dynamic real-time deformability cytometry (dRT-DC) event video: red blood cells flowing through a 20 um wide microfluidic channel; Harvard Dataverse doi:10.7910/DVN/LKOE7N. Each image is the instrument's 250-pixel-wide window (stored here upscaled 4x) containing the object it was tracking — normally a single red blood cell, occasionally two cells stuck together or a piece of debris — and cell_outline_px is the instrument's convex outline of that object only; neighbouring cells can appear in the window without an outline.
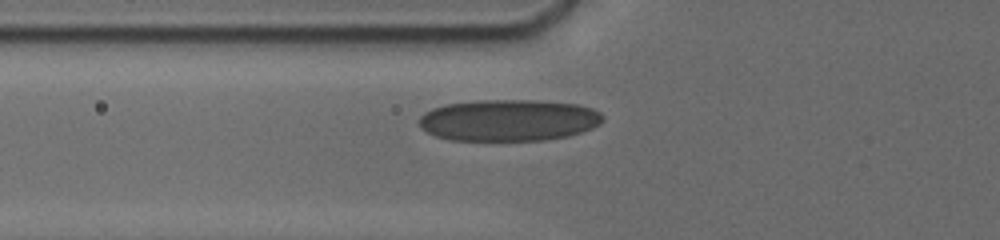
{"species": "human", "species_latin": "Homo sapiens", "temperature_condition": "cold", "stored_images_in_passage": 10, "camera_frame_rate_fps": 3000, "um_per_image_px": 0.085, "donor": {"sex": "male"}, "frame": {"image": 1, "passage_image": 9, "time_ms": 4.0, "image_size_px": [1000, 240], "cell_outline_px": [[604, 120], [600, 124], [592, 128], [568, 136], [544, 140], [448, 140], [436, 136], [420, 128], [420, 116], [424, 112], [432, 108], [444, 104], [476, 100], [536, 100], [576, 104], [592, 108], [600, 112], [604, 116]], "centroid_in_image_um": [43.23, 10.21], "position_along_channel_um": 82.6, "area_um2": 44.8}}